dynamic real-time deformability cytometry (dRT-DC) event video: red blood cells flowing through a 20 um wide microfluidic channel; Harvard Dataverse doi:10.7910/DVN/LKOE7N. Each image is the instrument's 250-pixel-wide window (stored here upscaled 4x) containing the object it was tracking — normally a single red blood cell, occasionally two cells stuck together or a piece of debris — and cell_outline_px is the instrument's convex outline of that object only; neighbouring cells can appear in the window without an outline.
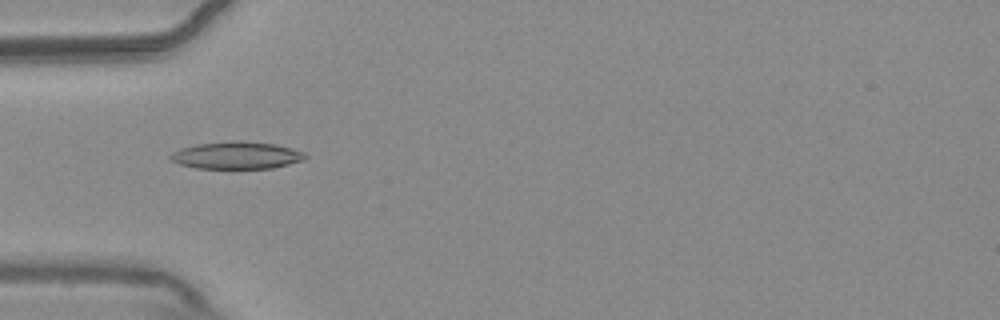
{"species": "common noctule bat (a hibernating species)", "species_latin": "Nyctalus noctula", "temperature_condition": "warm", "stored_images_in_passage": 46, "camera_frame_rate_fps": 3000, "um_per_image_px": 0.085, "animal": {"sex": "male", "body_mass_g": 20.4}, "frame": {"image": 1, "passage_image": 8, "time_ms": 2.333, "image_size_px": [1000, 320], "cell_outline_px": [[308, 156], [304, 160], [272, 168], [232, 172], [196, 168], [180, 164], [172, 160], [168, 156], [172, 152], [180, 148], [196, 144], [232, 140], [240, 140], [276, 144], [304, 152]], "centroid_in_image_um": [20.09, 13.25], "position_along_channel_um": 64.9, "area_um2": 22.6}}
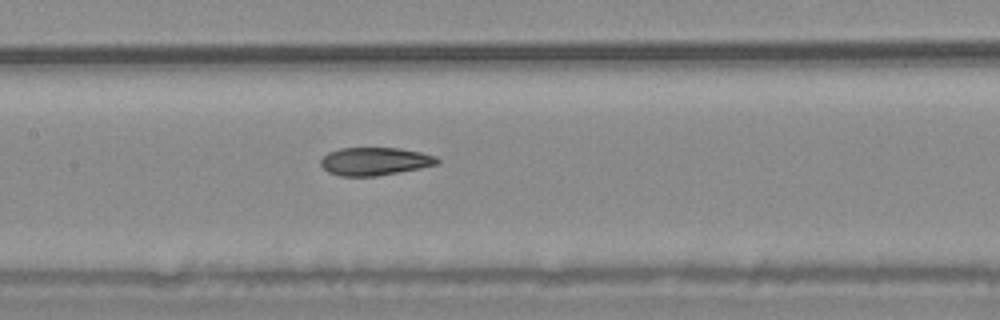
{"frame": {"image": 2, "passage_image": 17, "time_ms": 5.333, "image_size_px": [1000, 320], "cell_outline_px": [[440, 164], [420, 168], [376, 176], [340, 176], [328, 172], [320, 164], [320, 160], [328, 152], [340, 148], [400, 148], [420, 152], [436, 156], [440, 160]], "centroid_in_image_um": [31.87, 13.71], "position_along_channel_um": 175.5, "area_um2": 19.02}}
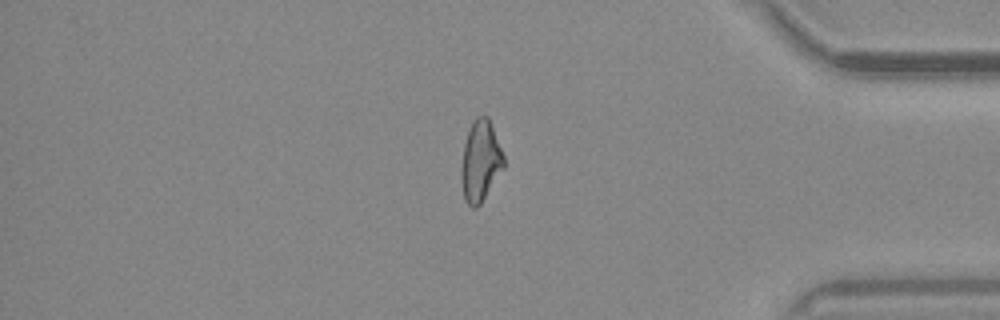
{"frame": {"image": 3, "passage_image": 37, "time_ms": 12.0, "image_size_px": [1000, 320], "cell_outline_px": [[504, 168], [480, 204], [476, 208], [472, 208], [468, 204], [464, 196], [460, 176], [460, 172], [464, 144], [472, 120], [476, 116], [488, 116], [492, 124], [504, 156]], "centroid_in_image_um": [40.84, 13.67], "position_along_channel_um": 394.4, "area_um2": 20.06}, "authors_computed_cell_mechanics": {"area_um2": 19.9988, "velocity_mm_per_s": 3.6867, "shape_relaxation_time_tau1_ms": 11.2058, "shape_relaxation_time_tau2_ms": 3.1026, "deformation_change_tau1": 0.2632, "deformation_change_tau2": 0.0885}}